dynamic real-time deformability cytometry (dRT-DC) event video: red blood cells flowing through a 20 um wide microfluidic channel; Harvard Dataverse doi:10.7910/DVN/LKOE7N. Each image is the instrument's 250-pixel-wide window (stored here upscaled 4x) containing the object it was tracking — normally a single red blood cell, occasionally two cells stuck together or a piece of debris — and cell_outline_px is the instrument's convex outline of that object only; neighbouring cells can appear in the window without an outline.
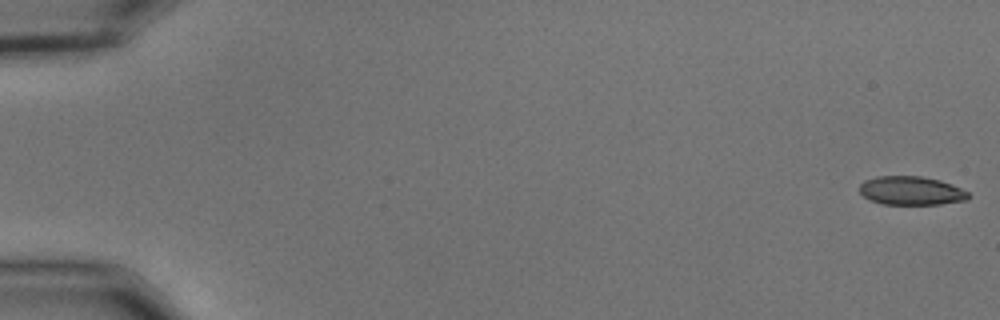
{"species": "common noctule bat (a hibernating species)", "species_latin": "Nyctalus noctula", "temperature_condition": "cold", "stored_images_in_passage": 15, "camera_frame_rate_fps": 3000, "um_per_image_px": 0.085, "animal": {"sex": "male", "body_mass_g": 15.6}, "frame": {"image": 1, "passage_image": 1, "time_ms": 0.0, "image_size_px": [1000, 320], "cell_outline_px": [[968, 200], [940, 204], [880, 204], [864, 196], [860, 192], [860, 184], [864, 180], [876, 176], [920, 176], [940, 180], [952, 184], [968, 192]], "centroid_in_image_um": [77.44, 16.2], "position_along_channel_um": 7.6, "area_um2": 18.15}}
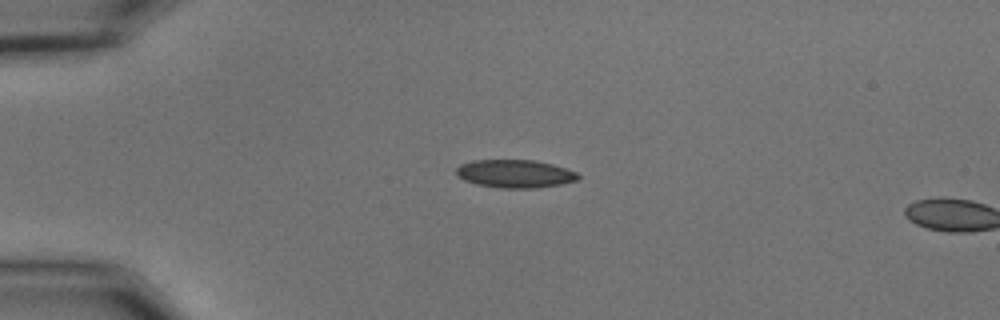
{"frame": {"image": 2, "passage_image": 14, "time_ms": 4.333, "image_size_px": [1000, 320], "cell_outline_px": [[580, 176], [576, 180], [560, 184], [532, 188], [500, 188], [476, 184], [464, 180], [456, 176], [456, 168], [460, 164], [472, 160], [536, 160], [552, 164], [576, 172]], "centroid_in_image_um": [43.72, 14.76], "position_along_channel_um": 41.3, "area_um2": 19.88}}